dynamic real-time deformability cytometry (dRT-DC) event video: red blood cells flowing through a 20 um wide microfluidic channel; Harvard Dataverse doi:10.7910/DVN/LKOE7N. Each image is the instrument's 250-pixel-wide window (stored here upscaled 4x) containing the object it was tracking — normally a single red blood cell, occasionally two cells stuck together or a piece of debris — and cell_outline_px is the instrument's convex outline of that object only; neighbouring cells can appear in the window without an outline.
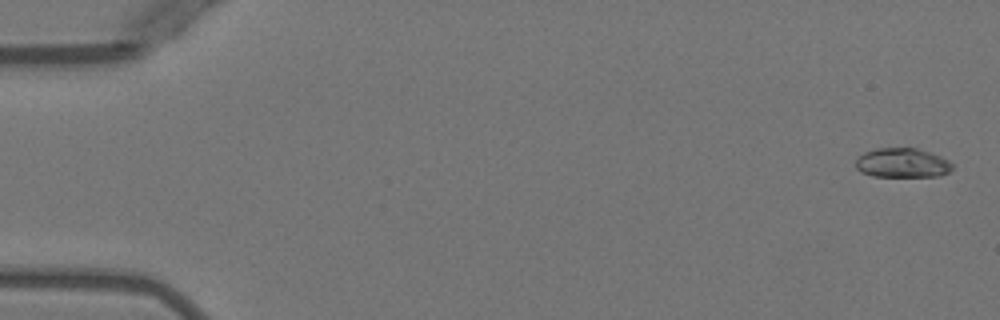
{"species": "Egyptian fruit bat (a non-hibernating species)", "species_latin": "Rousettus aegyptiacus", "temperature_condition": "warm", "stored_images_in_passage": 52, "camera_frame_rate_fps": 3000, "um_per_image_px": 0.085, "animal": {"sex": "female"}, "frame": {"image": 1, "passage_image": 2, "time_ms": 0.333, "image_size_px": [1000, 320], "cell_outline_px": [[952, 168], [948, 172], [940, 176], [872, 176], [860, 172], [856, 168], [856, 160], [864, 152], [876, 148], [916, 148], [940, 156], [948, 160], [952, 164]], "centroid_in_image_um": [76.67, 13.85], "position_along_channel_um": 8.3, "area_um2": 16.47}}
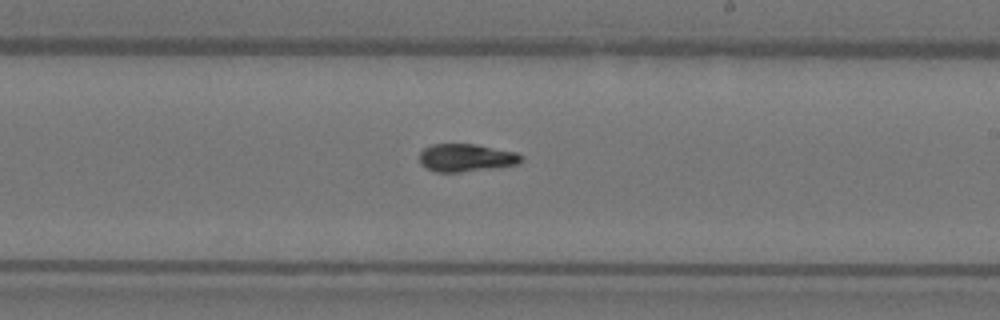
{"frame": {"image": 2, "passage_image": 31, "time_ms": 10.0, "image_size_px": [1000, 320], "cell_outline_px": [[524, 160], [520, 164], [492, 168], [460, 172], [436, 172], [420, 164], [420, 152], [424, 148], [432, 144], [476, 144], [516, 152], [524, 156]], "centroid_in_image_um": [39.66, 13.4], "position_along_channel_um": 249.3, "area_um2": 16.59}}
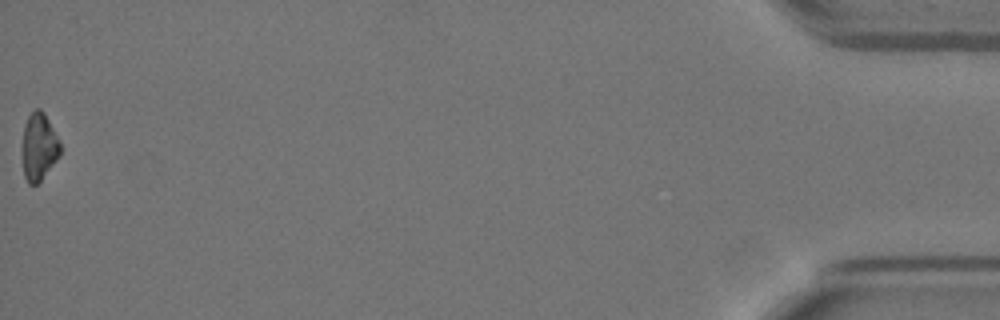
{"frame": {"image": 3, "passage_image": 52, "time_ms": 17.0, "image_size_px": [1000, 320], "cell_outline_px": [[60, 156], [40, 180], [36, 184], [28, 184], [24, 176], [24, 124], [28, 116], [36, 108], [40, 108], [44, 112], [60, 140]], "centroid_in_image_um": [3.34, 12.44], "position_along_channel_um": 431.9, "area_um2": 14.57}, "authors_computed_cell_mechanics": {"area_um2": 16.6753, "velocity_mm_per_s": 3.9924, "shape_relaxation_time_tau1_ms": 4.9871, "shape_relaxation_time_tau2_ms": 4.5475, "deformation_change_tau1": 0.1928, "deformation_change_tau2": 0.0649}}